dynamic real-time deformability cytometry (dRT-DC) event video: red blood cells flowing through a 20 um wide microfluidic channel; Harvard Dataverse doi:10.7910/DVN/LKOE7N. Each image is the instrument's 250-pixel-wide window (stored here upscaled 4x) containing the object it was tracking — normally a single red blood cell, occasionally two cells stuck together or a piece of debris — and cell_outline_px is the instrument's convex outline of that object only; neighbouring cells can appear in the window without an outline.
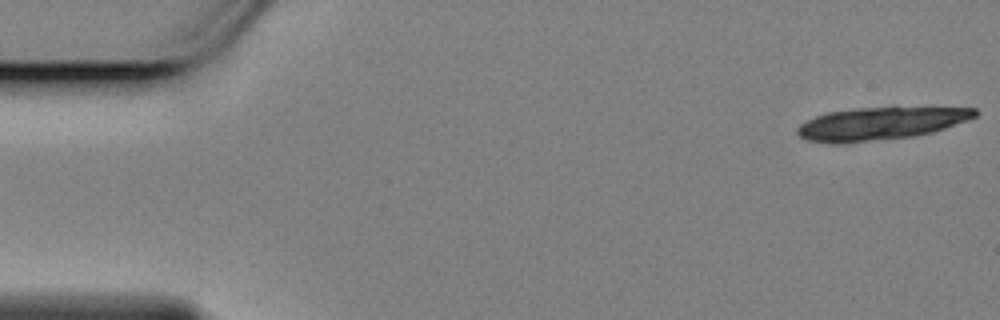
{"species": "Egyptian fruit bat (a non-hibernating species)", "species_latin": "Rousettus aegyptiacus", "temperature_condition": "cold", "stored_images_in_passage": 18, "camera_frame_rate_fps": 3000, "um_per_image_px": 0.085, "animal": {"sex": "female"}, "frame": {"image": 1, "passage_image": 1, "time_ms": 0.0, "image_size_px": [1000, 320], "cell_outline_px": [[980, 112], [976, 116], [968, 120], [932, 132], [912, 136], [832, 144], [808, 140], [800, 136], [796, 132], [796, 128], [800, 124], [816, 116], [828, 112], [856, 108], [976, 108]], "centroid_in_image_um": [74.82, 10.5], "position_along_channel_um": 10.2, "area_um2": 33.18}}